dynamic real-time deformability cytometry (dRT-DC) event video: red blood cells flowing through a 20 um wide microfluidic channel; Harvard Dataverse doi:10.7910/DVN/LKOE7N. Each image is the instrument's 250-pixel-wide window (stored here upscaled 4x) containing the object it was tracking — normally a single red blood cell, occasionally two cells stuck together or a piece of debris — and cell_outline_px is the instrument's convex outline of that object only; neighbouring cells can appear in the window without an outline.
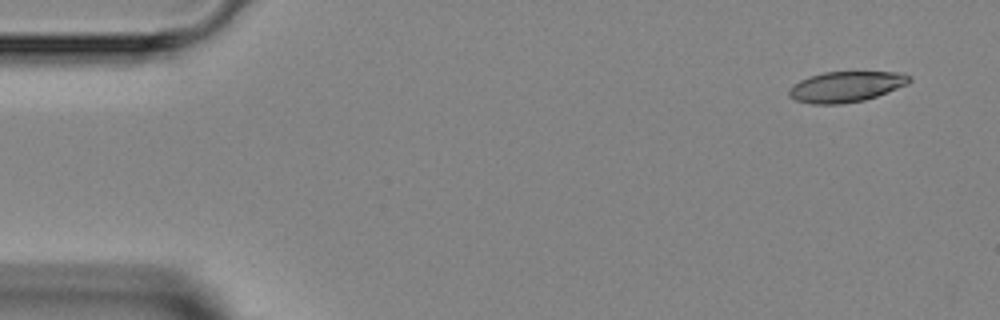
{"species": "Egyptian fruit bat (a non-hibernating species)", "species_latin": "Rousettus aegyptiacus", "temperature_condition": "room temperature", "stored_images_in_passage": 4, "camera_frame_rate_fps": 3000, "um_per_image_px": 0.085, "animal": {"sex": "female"}, "frame": {"image": 1, "passage_image": 1, "time_ms": 0.0, "image_size_px": [1000, 320], "cell_outline_px": [[912, 80], [908, 84], [876, 96], [864, 100], [840, 104], [812, 104], [796, 100], [788, 96], [788, 88], [800, 80], [808, 76], [824, 72], [904, 72], [912, 76]], "centroid_in_image_um": [71.91, 7.36], "position_along_channel_um": 13.1, "area_um2": 21.62}}
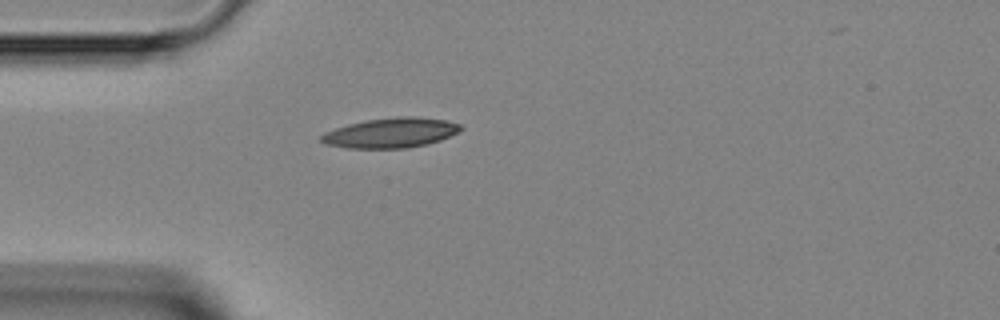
{"frame": {"image": 2, "passage_image": 4, "time_ms": 3.333, "image_size_px": [1000, 320], "cell_outline_px": [[464, 128], [460, 132], [440, 140], [428, 144], [408, 148], [344, 148], [324, 144], [320, 140], [320, 136], [324, 132], [348, 124], [368, 120], [396, 116], [416, 116], [448, 120], [460, 124]], "centroid_in_image_um": [33.25, 11.29], "position_along_channel_um": 51.8, "area_um2": 24.62}}